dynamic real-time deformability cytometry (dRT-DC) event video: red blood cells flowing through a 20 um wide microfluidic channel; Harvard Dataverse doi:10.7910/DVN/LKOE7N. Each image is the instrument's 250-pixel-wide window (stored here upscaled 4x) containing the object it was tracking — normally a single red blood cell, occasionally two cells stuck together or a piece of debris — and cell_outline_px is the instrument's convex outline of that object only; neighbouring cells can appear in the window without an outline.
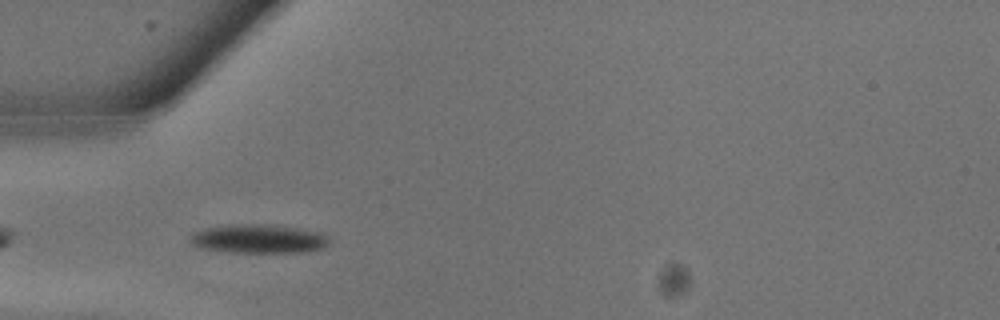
{"species": "common noctule bat (a hibernating species)", "species_latin": "Nyctalus noctula", "temperature_condition": "warm", "stored_images_in_passage": 11, "camera_frame_rate_fps": 3000, "um_per_image_px": 0.085, "animal": {"sex": "male", "body_mass_g": 13.3}, "frame": {"image": 1, "passage_image": 8, "time_ms": 2.333, "image_size_px": [1000, 320], "cell_outline_px": [[332, 240], [324, 248], [304, 252], [228, 252], [192, 248], [188, 244], [188, 236], [196, 232], [208, 228], [232, 224], [268, 224], [300, 228], [324, 232], [332, 236]], "centroid_in_image_um": [21.99, 20.3], "position_along_channel_um": 63.0, "area_um2": 24.16}}
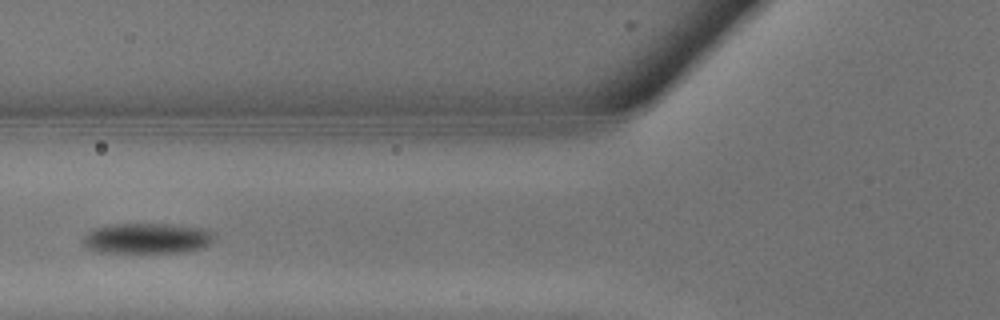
{"frame": {"image": 2, "passage_image": 10, "time_ms": 3.0, "image_size_px": [1000, 320], "cell_outline_px": [[216, 236], [212, 244], [204, 248], [184, 252], [96, 252], [88, 248], [84, 244], [84, 236], [92, 228], [108, 224], [180, 224], [208, 228], [216, 232]], "centroid_in_image_um": [12.61, 20.24], "position_along_channel_um": 113.2, "area_um2": 23.99}}